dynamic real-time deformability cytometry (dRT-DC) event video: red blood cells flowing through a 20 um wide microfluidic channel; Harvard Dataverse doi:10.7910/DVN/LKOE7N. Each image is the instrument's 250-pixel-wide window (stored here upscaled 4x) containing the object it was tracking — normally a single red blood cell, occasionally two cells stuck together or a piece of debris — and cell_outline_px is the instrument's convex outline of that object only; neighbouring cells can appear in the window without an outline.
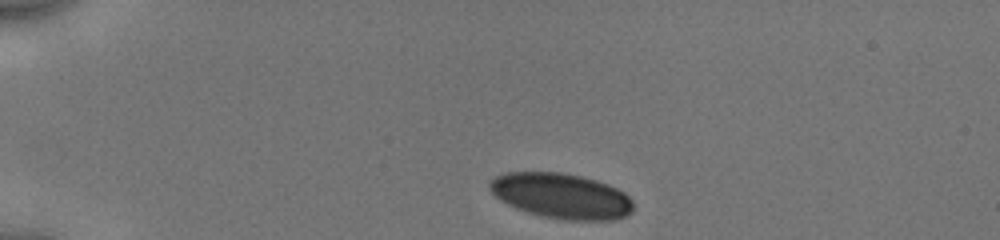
{"species": "human", "species_latin": "Homo sapiens", "temperature_condition": "cold", "stored_images_in_passage": 9, "camera_frame_rate_fps": 3000, "um_per_image_px": 0.085, "donor": {"sex": "male"}, "frame": {"image": 1, "passage_image": 1, "time_ms": 0.0, "image_size_px": [1000, 240], "cell_outline_px": [[632, 212], [616, 220], [564, 220], [544, 216], [528, 212], [516, 208], [500, 200], [488, 188], [488, 184], [496, 176], [504, 172], [560, 172], [580, 176], [596, 180], [608, 184], [624, 192], [632, 200]], "centroid_in_image_um": [47.71, 16.65], "position_along_channel_um": 37.3, "area_um2": 37.86}}
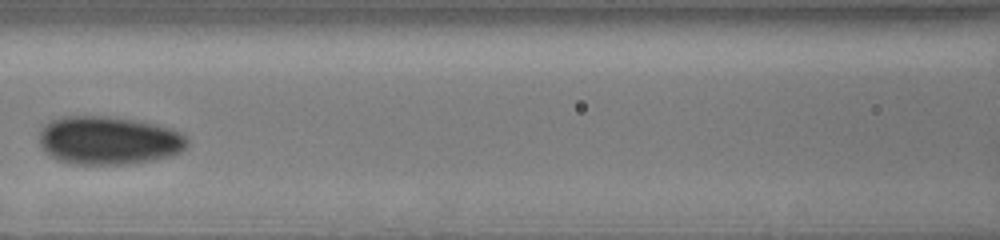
{"frame": {"image": 2, "passage_image": 6, "time_ms": 4.667, "image_size_px": [1000, 240], "cell_outline_px": [[188, 144], [180, 152], [172, 156], [132, 164], [72, 164], [56, 160], [48, 156], [44, 152], [40, 144], [40, 128], [48, 120], [60, 116], [116, 116], [144, 120], [172, 128], [188, 136]], "centroid_in_image_um": [9.24, 11.92], "position_along_channel_um": 157.4, "area_um2": 42.83}}
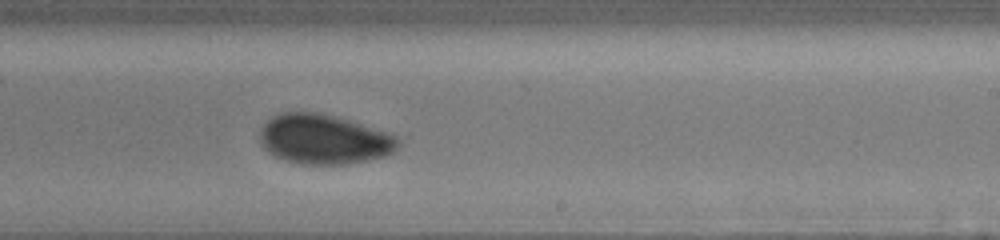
{"frame": {"image": 3, "passage_image": 9, "time_ms": 7.333, "image_size_px": [1000, 240], "cell_outline_px": [[400, 144], [392, 152], [384, 156], [368, 160], [348, 164], [300, 164], [284, 160], [268, 152], [264, 148], [260, 140], [260, 128], [272, 116], [280, 112], [316, 112], [348, 120], [388, 132], [396, 136], [400, 140]], "centroid_in_image_um": [27.52, 11.84], "position_along_channel_um": 261.5, "area_um2": 40.0}}